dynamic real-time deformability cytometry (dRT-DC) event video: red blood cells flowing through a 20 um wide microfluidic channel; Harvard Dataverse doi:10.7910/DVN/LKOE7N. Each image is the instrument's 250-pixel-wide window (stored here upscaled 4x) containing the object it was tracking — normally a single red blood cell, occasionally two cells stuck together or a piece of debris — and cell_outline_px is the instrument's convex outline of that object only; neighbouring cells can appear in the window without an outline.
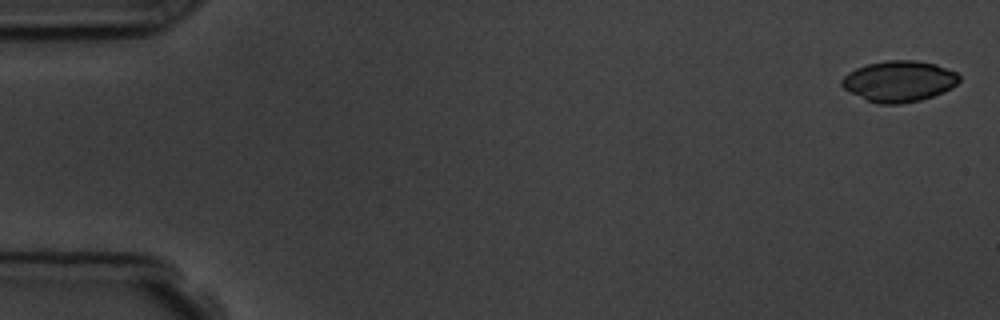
{"species": "common noctule bat (a hibernating species)", "species_latin": "Nyctalus noctula", "temperature_condition": "room temperature", "stored_images_in_passage": 5, "camera_frame_rate_fps": 3000, "um_per_image_px": 0.085, "animal": {"sex": "male", "body_mass_g": 19.5, "forearm_length_mm": 54.6}, "frame": {"image": 1, "passage_image": 1, "time_ms": 0.0, "image_size_px": [1000, 320], "cell_outline_px": [[960, 80], [952, 88], [944, 92], [920, 100], [900, 104], [880, 104], [868, 100], [844, 88], [840, 84], [840, 80], [848, 72], [856, 68], [868, 64], [888, 60], [916, 60], [936, 64], [956, 72], [960, 76]], "centroid_in_image_um": [76.44, 6.9], "position_along_channel_um": 8.6, "area_um2": 27.92}}